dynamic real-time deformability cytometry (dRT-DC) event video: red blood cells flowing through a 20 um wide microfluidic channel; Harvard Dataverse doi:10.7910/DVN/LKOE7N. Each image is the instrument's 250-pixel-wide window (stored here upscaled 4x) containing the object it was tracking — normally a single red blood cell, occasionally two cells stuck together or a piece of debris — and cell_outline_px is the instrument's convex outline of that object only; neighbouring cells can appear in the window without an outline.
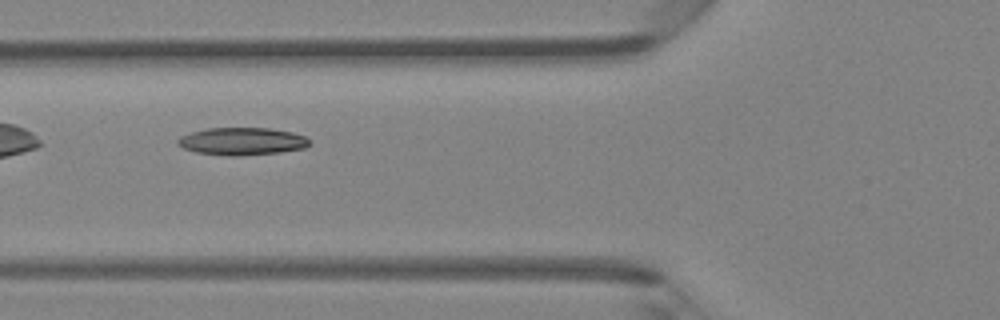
{"species": "Egyptian fruit bat (a non-hibernating species)", "species_latin": "Rousettus aegyptiacus", "temperature_condition": "room temperature", "stored_images_in_passage": 32, "camera_frame_rate_fps": 3000, "um_per_image_px": 0.085, "animal": {"sex": "female"}, "frame": {"image": 1, "passage_image": 4, "time_ms": 1.0, "image_size_px": [1000, 320], "cell_outline_px": [[312, 144], [304, 148], [280, 152], [236, 156], [228, 156], [196, 152], [184, 148], [176, 144], [176, 140], [180, 136], [192, 132], [208, 128], [268, 128], [292, 132], [304, 136]], "centroid_in_image_um": [20.56, 12.01], "position_along_channel_um": 105.2, "area_um2": 21.1}}
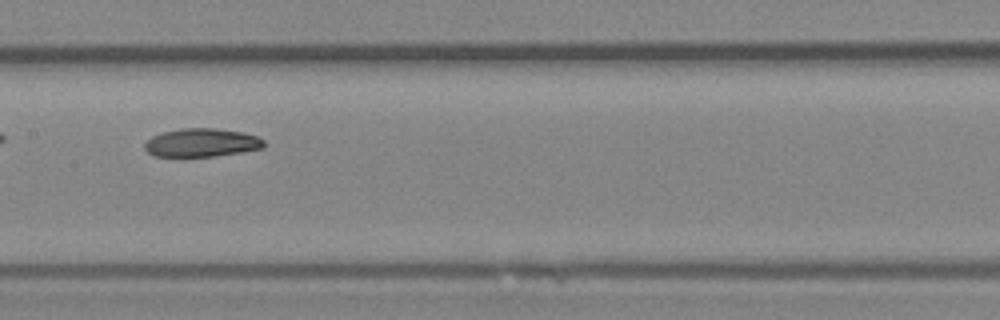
{"frame": {"image": 2, "passage_image": 10, "time_ms": 3.0, "image_size_px": [1000, 320], "cell_outline_px": [[264, 148], [244, 152], [216, 156], [152, 156], [144, 148], [144, 144], [152, 136], [164, 132], [180, 128], [216, 128], [240, 132], [256, 136], [264, 140]], "centroid_in_image_um": [17.14, 12.13], "position_along_channel_um": 190.3, "area_um2": 19.71}}
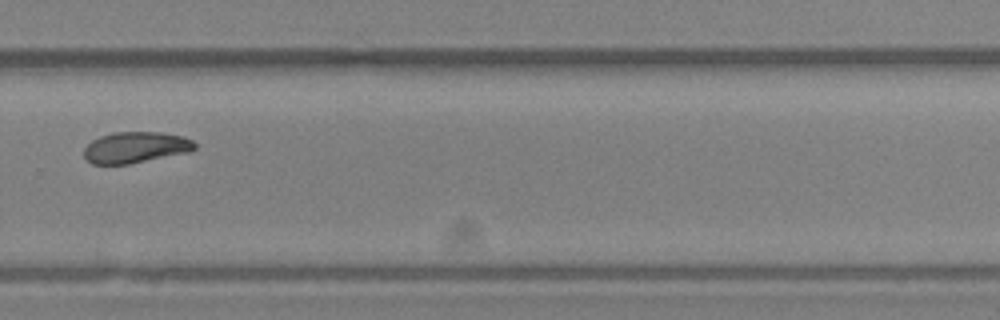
{"frame": {"image": 3, "passage_image": 19, "time_ms": 6.0, "image_size_px": [1000, 320], "cell_outline_px": [[196, 148], [188, 152], [128, 164], [92, 164], [84, 156], [84, 148], [92, 140], [100, 136], [112, 132], [160, 132], [180, 136], [192, 140], [196, 144]], "centroid_in_image_um": [11.5, 12.52], "position_along_channel_um": 318.3, "area_um2": 19.94}, "authors_computed_cell_mechanics": {"area_um2": 20.5768, "velocity_mm_per_s": 4.2776, "shape_relaxation_time_tau1_ms": 3.5505, "shape_relaxation_time_tau2_ms": 4.9357, "deformation_change_tau1": 0.1388, "deformation_change_tau2": 0.1049}}